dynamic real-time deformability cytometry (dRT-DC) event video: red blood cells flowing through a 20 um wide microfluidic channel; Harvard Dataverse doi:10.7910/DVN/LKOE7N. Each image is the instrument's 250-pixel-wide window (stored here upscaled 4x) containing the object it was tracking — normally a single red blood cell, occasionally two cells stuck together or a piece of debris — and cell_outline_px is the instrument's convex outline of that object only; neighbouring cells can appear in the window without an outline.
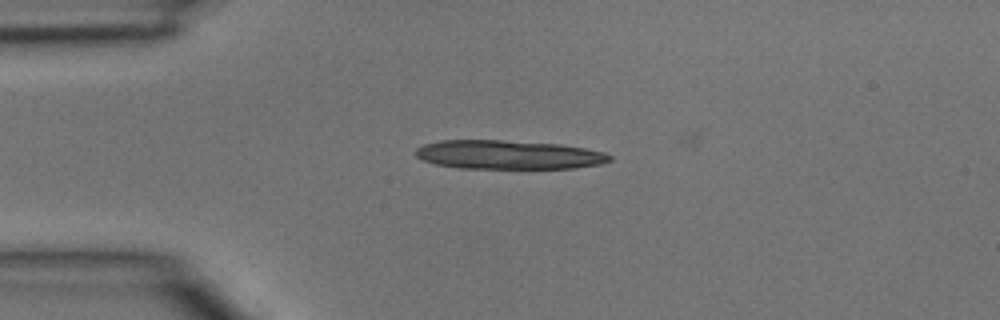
{"species": "common noctule bat (a hibernating species)", "species_latin": "Nyctalus noctula", "temperature_condition": "room temperature", "stored_images_in_passage": 26, "camera_frame_rate_fps": 3000, "um_per_image_px": 0.085, "animal": {"sex": "male", "body_mass_g": 15.6}, "frame": {"image": 1, "passage_image": 1, "time_ms": 0.0, "image_size_px": [1000, 320], "cell_outline_px": [[612, 160], [604, 164], [576, 168], [460, 168], [436, 164], [424, 160], [416, 156], [416, 148], [424, 144], [440, 140], [500, 140], [560, 144], [584, 148], [604, 152], [612, 156]], "centroid_in_image_um": [43.26, 13.15], "position_along_channel_um": 41.7, "area_um2": 32.71}}